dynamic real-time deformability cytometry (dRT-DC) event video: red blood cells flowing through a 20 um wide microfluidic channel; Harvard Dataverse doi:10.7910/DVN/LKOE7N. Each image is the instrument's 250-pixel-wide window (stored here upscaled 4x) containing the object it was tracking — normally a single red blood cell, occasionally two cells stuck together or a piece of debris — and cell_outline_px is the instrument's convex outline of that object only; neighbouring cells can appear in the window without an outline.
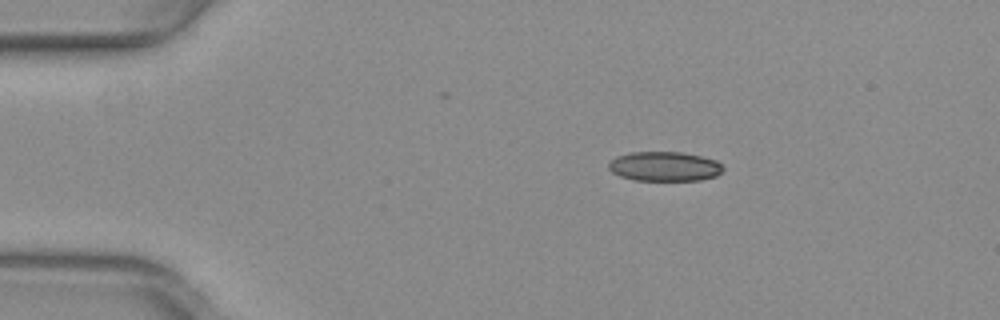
{"species": "common noctule bat (a hibernating species)", "species_latin": "Nyctalus noctula", "temperature_condition": "warm", "stored_images_in_passage": 43, "camera_frame_rate_fps": 3000, "um_per_image_px": 0.085, "animal": {"sex": "female", "body_mass_g": 29.2, "forearm_length_mm": 56.3}, "frame": {"image": 1, "passage_image": 1, "time_ms": 0.0, "image_size_px": [1000, 320], "cell_outline_px": [[724, 168], [716, 176], [700, 180], [632, 180], [620, 176], [612, 172], [608, 168], [608, 164], [616, 156], [632, 152], [680, 152], [700, 156], [716, 160]], "centroid_in_image_um": [56.46, 14.14], "position_along_channel_um": 28.5, "area_um2": 19.59}}
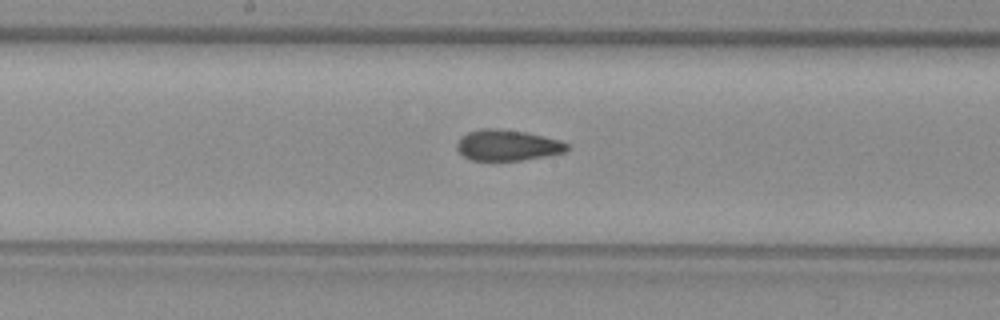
{"frame": {"image": 2, "passage_image": 19, "time_ms": 6.0, "image_size_px": [1000, 320], "cell_outline_px": [[568, 148], [564, 152], [548, 156], [520, 160], [472, 160], [464, 156], [456, 148], [456, 144], [460, 136], [468, 132], [480, 128], [496, 128], [524, 132], [544, 136], [560, 140], [568, 144]], "centroid_in_image_um": [43.11, 12.34], "position_along_channel_um": 205.1, "area_um2": 19.83}}
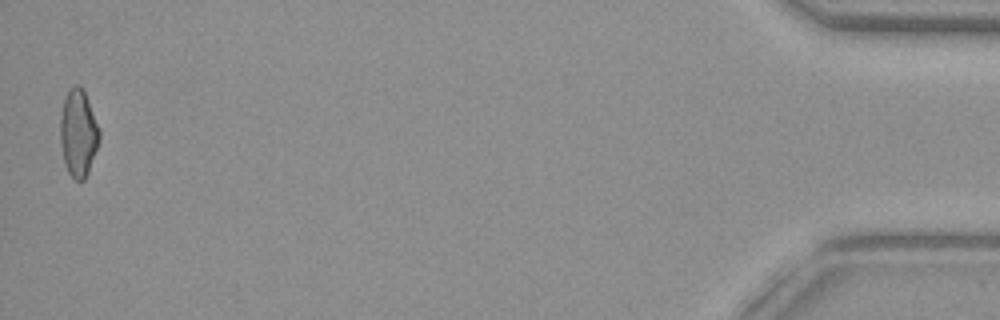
{"frame": {"image": 3, "passage_image": 43, "time_ms": 14.0, "image_size_px": [1000, 320], "cell_outline_px": [[100, 136], [88, 172], [84, 180], [76, 180], [68, 172], [64, 164], [60, 144], [60, 116], [64, 100], [68, 88], [72, 84], [76, 84], [84, 88], [100, 132]], "centroid_in_image_um": [6.63, 11.27], "position_along_channel_um": 428.6, "area_um2": 19.88}, "authors_computed_cell_mechanics": {"area_um2": 19.941, "velocity_mm_per_s": 4.0124, "shape_relaxation_time_tau1_ms": null, "shape_relaxation_time_tau2_ms": 2.4883, "deformation_change_tau1": null, "deformation_change_tau2": 0.0949}}